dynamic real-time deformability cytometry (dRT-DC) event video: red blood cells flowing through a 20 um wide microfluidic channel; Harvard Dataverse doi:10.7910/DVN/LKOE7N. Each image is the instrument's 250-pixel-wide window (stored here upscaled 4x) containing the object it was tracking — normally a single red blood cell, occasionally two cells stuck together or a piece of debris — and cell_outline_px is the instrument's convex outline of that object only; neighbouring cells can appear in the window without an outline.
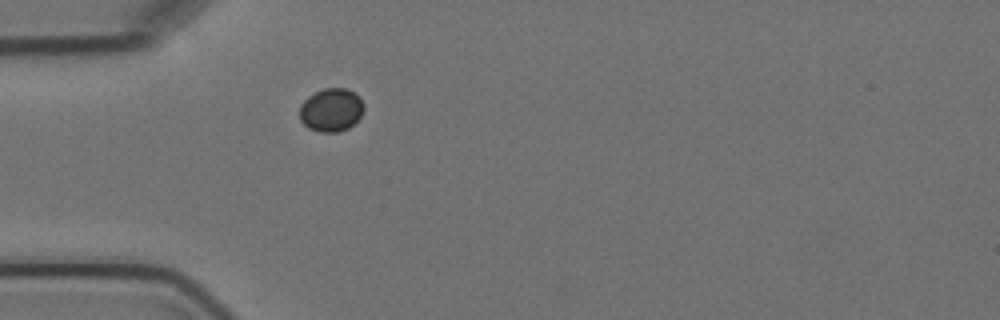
{"species": "Egyptian fruit bat (a non-hibernating species)", "species_latin": "Rousettus aegyptiacus", "temperature_condition": "cold", "stored_images_in_passage": 2, "camera_frame_rate_fps": 3000, "um_per_image_px": 0.085, "animal": {"sex": "female"}, "frame": {"image": 1, "passage_image": 2, "time_ms": 1.0, "image_size_px": [1000, 320], "cell_outline_px": [[364, 108], [360, 116], [348, 128], [336, 132], [320, 132], [308, 128], [300, 120], [300, 104], [308, 96], [324, 88], [344, 88], [356, 92], [360, 96], [364, 104]], "centroid_in_image_um": [28.15, 9.33], "position_along_channel_um": 56.8, "area_um2": 16.24}}